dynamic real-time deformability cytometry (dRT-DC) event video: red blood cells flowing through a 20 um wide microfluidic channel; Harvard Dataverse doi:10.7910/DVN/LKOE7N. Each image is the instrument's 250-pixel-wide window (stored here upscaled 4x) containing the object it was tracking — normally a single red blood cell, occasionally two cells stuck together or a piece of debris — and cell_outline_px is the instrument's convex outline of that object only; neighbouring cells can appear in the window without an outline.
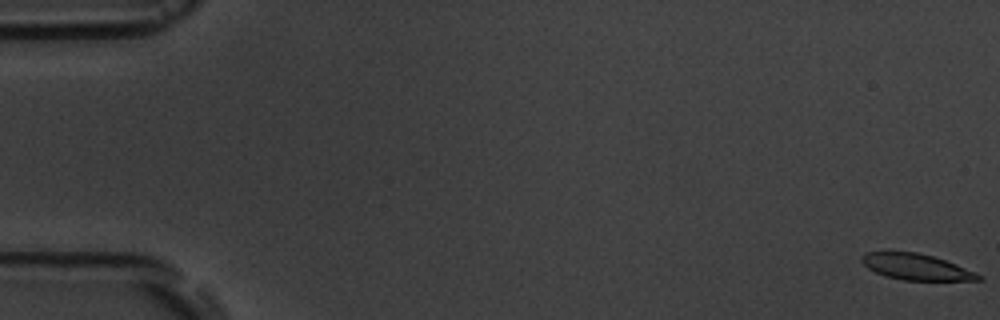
{"species": "common noctule bat (a hibernating species)", "species_latin": "Nyctalus noctula", "temperature_condition": "room temperature", "stored_images_in_passage": 17, "camera_frame_rate_fps": 3000, "um_per_image_px": 0.085, "animal": {"sex": "male", "body_mass_g": 19.5, "forearm_length_mm": 54.6}, "frame": {"image": 1, "passage_image": 1, "time_ms": 0.0, "image_size_px": [1000, 320], "cell_outline_px": [[984, 280], [904, 280], [884, 276], [868, 268], [860, 260], [860, 256], [864, 252], [916, 252], [932, 256], [956, 264], [976, 272], [984, 276]], "centroid_in_image_um": [77.88, 22.69], "position_along_channel_um": 7.1, "area_um2": 17.69}}
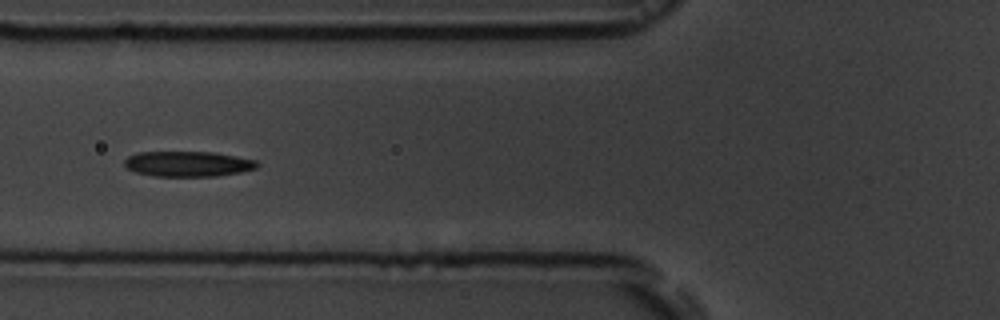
{"frame": {"image": 2, "passage_image": 7, "time_ms": 7.0, "image_size_px": [1000, 320], "cell_outline_px": [[260, 164], [256, 168], [240, 172], [216, 176], [152, 176], [136, 172], [128, 168], [124, 164], [124, 160], [128, 156], [136, 152], [212, 152], [236, 156], [256, 160]], "centroid_in_image_um": [15.97, 13.93], "position_along_channel_um": 109.8, "area_um2": 19.59}}
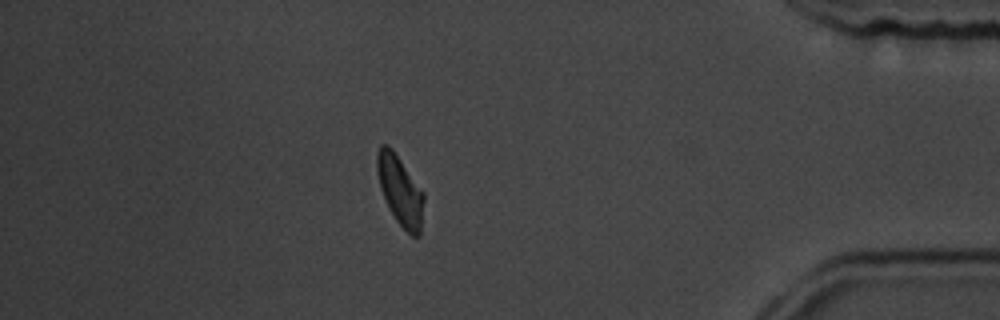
{"frame": {"image": 3, "passage_image": 15, "time_ms": 16.0, "image_size_px": [1000, 320], "cell_outline_px": [[424, 200], [420, 236], [412, 236], [396, 220], [380, 188], [376, 168], [376, 152], [380, 144], [388, 144], [392, 148], [424, 192]], "centroid_in_image_um": [34.01, 16.14], "position_along_channel_um": 401.2, "area_um2": 18.9}, "authors_computed_cell_mechanics": {"area_um2": 19.7098, "velocity_mm_per_s": 3.6833, "shape_relaxation_time_tau1_ms": 2.7532, "shape_relaxation_time_tau2_ms": 3.3935, "deformation_change_tau1": 0.0983, "deformation_change_tau2": 0.1016}}